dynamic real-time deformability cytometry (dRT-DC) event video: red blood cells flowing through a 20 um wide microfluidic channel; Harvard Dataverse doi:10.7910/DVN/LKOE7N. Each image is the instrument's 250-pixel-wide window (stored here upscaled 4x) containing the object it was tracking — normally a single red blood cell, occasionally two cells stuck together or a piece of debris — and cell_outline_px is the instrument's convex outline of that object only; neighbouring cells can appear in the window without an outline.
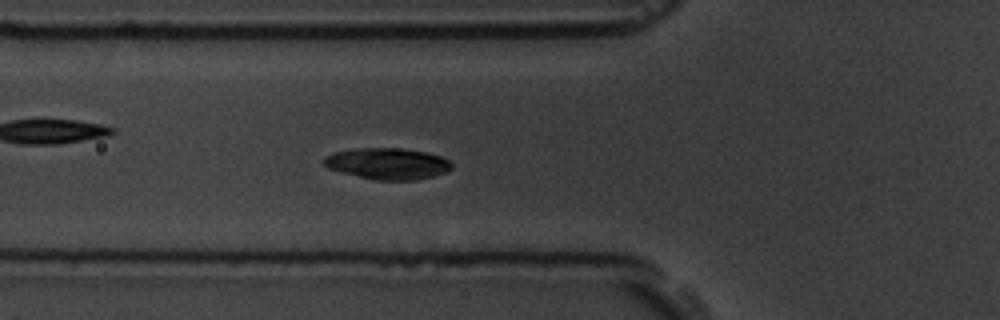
{"species": "common noctule bat (a hibernating species)", "species_latin": "Nyctalus noctula", "temperature_condition": "room temperature", "stored_images_in_passage": 53, "camera_frame_rate_fps": 3000, "um_per_image_px": 0.085, "animal": {"sex": "male", "body_mass_g": 19.5, "forearm_length_mm": 54.6}, "frame": {"image": 1, "passage_image": 16, "time_ms": 5.0, "image_size_px": [1000, 320], "cell_outline_px": [[452, 168], [444, 172], [432, 176], [416, 180], [376, 180], [340, 172], [328, 168], [320, 160], [324, 156], [336, 152], [352, 148], [404, 148], [424, 152], [440, 156], [448, 160], [452, 164]], "centroid_in_image_um": [32.89, 13.9], "position_along_channel_um": 92.9, "area_um2": 23.35}}
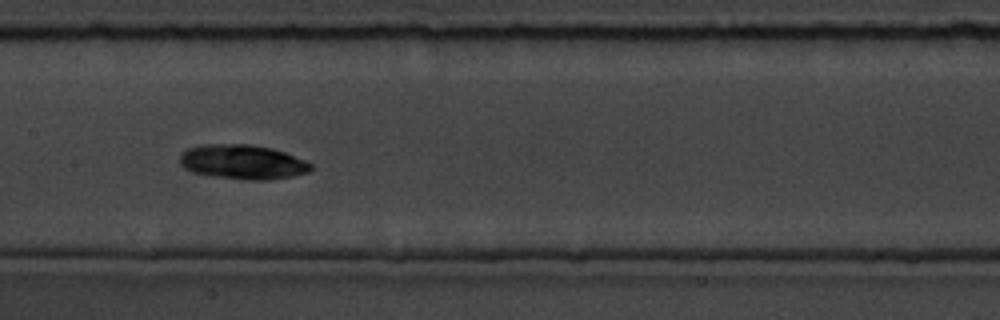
{"frame": {"image": 2, "passage_image": 24, "time_ms": 7.667, "image_size_px": [1000, 320], "cell_outline_px": [[312, 168], [308, 172], [292, 176], [268, 180], [244, 180], [212, 176], [192, 172], [184, 168], [180, 164], [180, 152], [184, 148], [200, 144], [252, 144], [272, 148], [284, 152], [304, 160], [312, 164]], "centroid_in_image_um": [20.56, 13.76], "position_along_channel_um": 186.8, "area_um2": 26.7}}
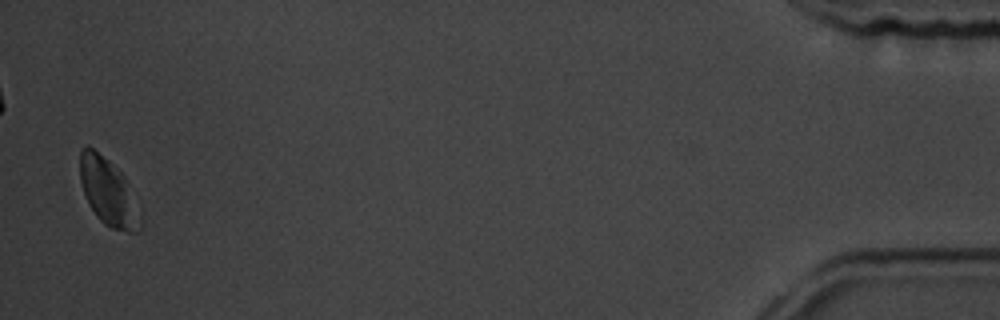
{"frame": {"image": 3, "passage_image": 52, "time_ms": 17.0, "image_size_px": [1000, 320], "cell_outline_px": [[140, 232], [128, 232], [112, 228], [104, 224], [96, 216], [88, 204], [80, 180], [80, 148], [88, 144], [108, 160], [124, 176], [140, 228]], "centroid_in_image_um": [9.08, 16.28], "position_along_channel_um": 426.1, "area_um2": 22.54}}